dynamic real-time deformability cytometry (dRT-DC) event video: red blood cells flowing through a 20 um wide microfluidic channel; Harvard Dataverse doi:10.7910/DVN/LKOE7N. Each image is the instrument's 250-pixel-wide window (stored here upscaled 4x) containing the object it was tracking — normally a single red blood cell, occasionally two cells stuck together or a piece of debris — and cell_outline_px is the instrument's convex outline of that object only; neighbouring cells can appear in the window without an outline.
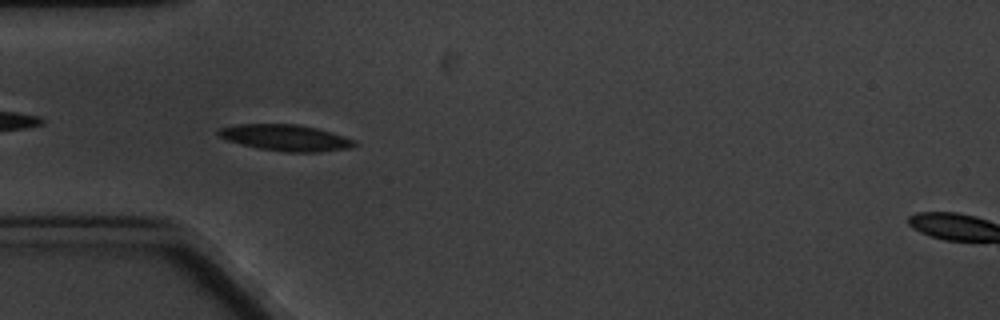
{"species": "common noctule bat (a hibernating species)", "species_latin": "Nyctalus noctula", "temperature_condition": "cold", "stored_images_in_passage": 6, "camera_frame_rate_fps": 3000, "um_per_image_px": 0.085, "animal": {"sex": "male", "body_mass_g": 20.1, "forearm_length_mm": 53.5}, "frame": {"image": 1, "passage_image": 5, "time_ms": 4.333, "image_size_px": [1000, 320], "cell_outline_px": [[356, 144], [352, 148], [320, 152], [284, 152], [260, 148], [228, 140], [220, 136], [216, 132], [220, 128], [236, 124], [296, 124], [316, 128], [332, 132], [356, 140]], "centroid_in_image_um": [24.33, 11.71], "position_along_channel_um": 60.7, "area_um2": 20.69}}